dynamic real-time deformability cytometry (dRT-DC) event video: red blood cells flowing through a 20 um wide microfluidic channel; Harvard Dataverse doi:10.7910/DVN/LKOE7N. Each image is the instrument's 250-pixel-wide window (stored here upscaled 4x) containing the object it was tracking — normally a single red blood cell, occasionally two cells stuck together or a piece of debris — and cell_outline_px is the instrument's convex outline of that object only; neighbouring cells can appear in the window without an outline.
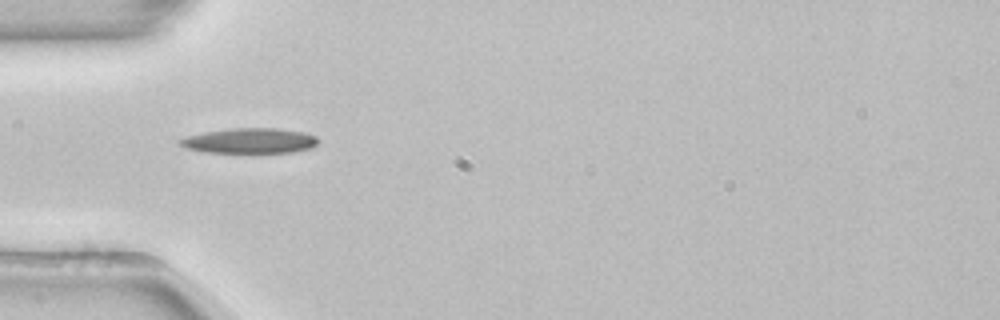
{"species": "common noctule bat (a hibernating species)", "species_latin": "Nyctalus noctula", "temperature_condition": "room temperature", "stored_images_in_passage": 37, "camera_frame_rate_fps": 3000, "um_per_image_px": 0.085, "animal": {"sex": "female", "body_mass_g": 22.7, "forearm_length_mm": 54.2}, "frame": {"image": 1, "passage_image": 1, "time_ms": 0.0, "image_size_px": [1000, 320], "cell_outline_px": [[320, 140], [312, 148], [292, 152], [204, 152], [184, 148], [176, 140], [188, 136], [204, 132], [236, 128], [276, 128], [304, 132], [316, 136]], "centroid_in_image_um": [21.24, 11.96], "position_along_channel_um": 63.8, "area_um2": 20.23}}
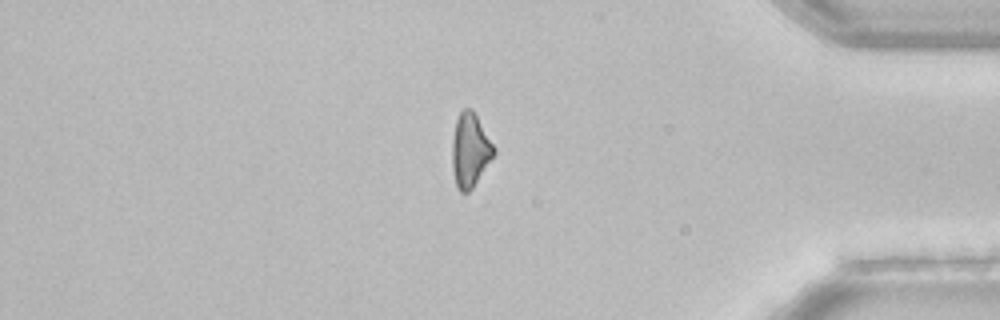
{"frame": {"image": 2, "passage_image": 29, "time_ms": 9.333, "image_size_px": [1000, 320], "cell_outline_px": [[496, 152], [472, 188], [468, 192], [460, 192], [456, 184], [452, 168], [452, 140], [456, 120], [460, 112], [464, 108], [472, 108], [496, 148]], "centroid_in_image_um": [39.96, 12.74], "position_along_channel_um": 395.2, "area_um2": 17.86}}
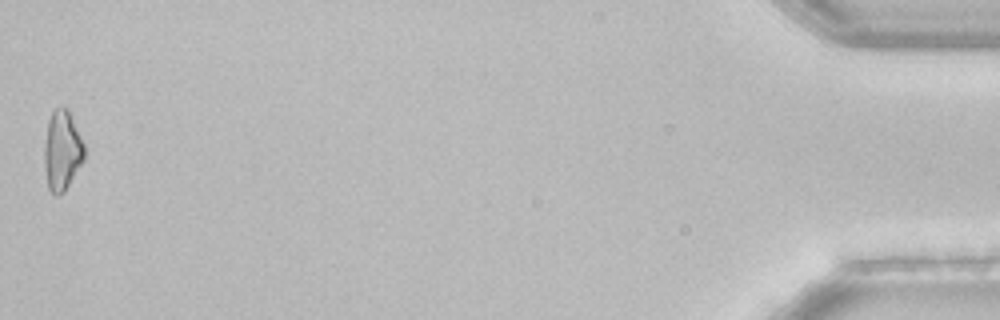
{"frame": {"image": 3, "passage_image": 37, "time_ms": 12.0, "image_size_px": [1000, 320], "cell_outline_px": [[84, 160], [64, 192], [56, 196], [48, 188], [44, 164], [44, 144], [48, 120], [52, 112], [56, 108], [68, 108], [84, 144]], "centroid_in_image_um": [5.27, 12.8], "position_along_channel_um": 429.9, "area_um2": 18.55}}